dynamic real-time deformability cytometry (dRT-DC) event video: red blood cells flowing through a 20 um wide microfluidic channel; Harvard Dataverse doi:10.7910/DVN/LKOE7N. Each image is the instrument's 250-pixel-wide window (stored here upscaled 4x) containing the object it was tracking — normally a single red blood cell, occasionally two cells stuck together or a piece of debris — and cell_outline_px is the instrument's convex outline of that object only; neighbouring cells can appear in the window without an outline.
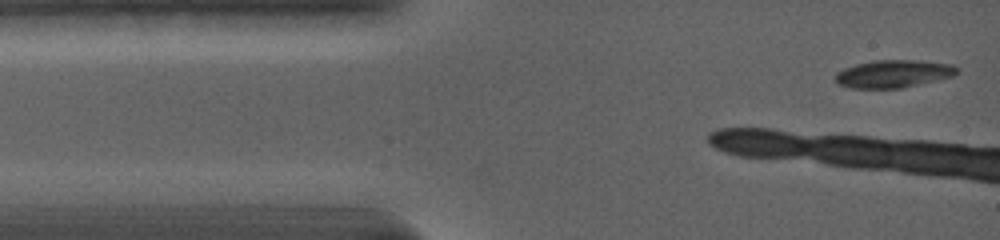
{"species": "common noctule bat (a hibernating species)", "species_latin": "Nyctalus noctula", "temperature_condition": "warm", "stored_images_in_passage": 10, "camera_frame_rate_fps": 5000, "um_per_image_px": 0.085, "animal": {"sex": "female", "body_mass_g": 19.0, "forearm_length_mm": 56.7}, "frame": {"image": 1, "passage_image": 1, "time_ms": 0.0, "image_size_px": [1000, 240], "cell_outline_px": [[960, 72], [952, 76], [904, 88], [852, 88], [836, 84], [836, 72], [844, 68], [856, 64], [872, 60], [920, 60], [952, 64], [960, 68]], "centroid_in_image_um": [75.96, 6.26], "position_along_channel_um": 9.0, "area_um2": 19.83}}